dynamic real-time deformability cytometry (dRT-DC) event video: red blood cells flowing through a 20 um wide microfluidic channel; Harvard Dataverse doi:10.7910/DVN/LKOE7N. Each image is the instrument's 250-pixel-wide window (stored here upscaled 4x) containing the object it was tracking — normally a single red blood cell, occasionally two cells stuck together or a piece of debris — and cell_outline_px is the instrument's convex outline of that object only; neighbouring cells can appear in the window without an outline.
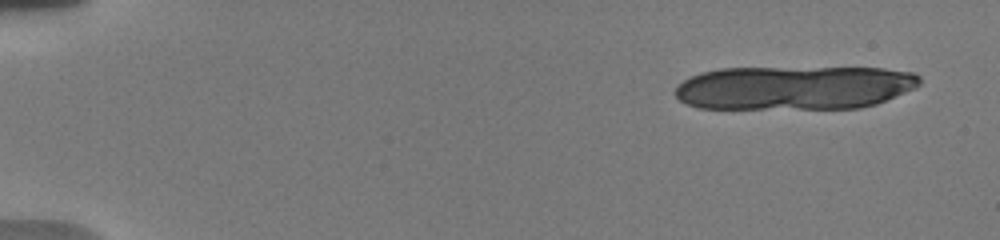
{"species": "human", "species_latin": "Homo sapiens", "temperature_condition": "warm", "stored_images_in_passage": 24, "camera_frame_rate_fps": 3000, "um_per_image_px": 0.085, "donor": {"sex": "male"}, "frame": {"image": 1, "passage_image": 3, "time_ms": 0.667, "image_size_px": [1000, 240], "cell_outline_px": [[920, 84], [916, 88], [876, 104], [860, 108], [700, 108], [688, 104], [680, 100], [676, 96], [676, 84], [700, 72], [720, 68], [884, 68], [912, 72], [920, 76]], "centroid_in_image_um": [67.53, 7.45], "position_along_channel_um": 17.5, "area_um2": 62.6}}
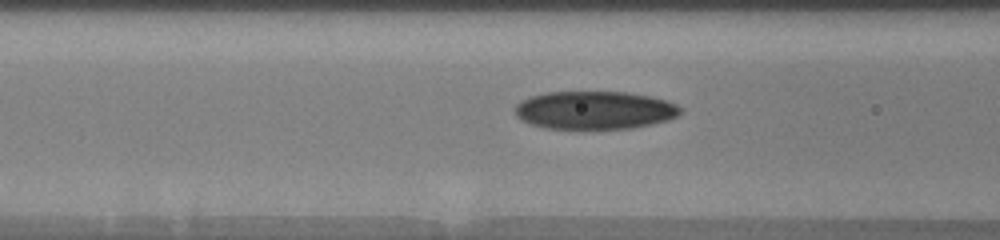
{"frame": {"image": 2, "passage_image": 23, "time_ms": 6.333, "image_size_px": [1000, 240], "cell_outline_px": [[684, 112], [668, 120], [652, 124], [632, 128], [544, 128], [520, 120], [516, 116], [516, 104], [520, 100], [532, 96], [548, 92], [628, 92], [668, 100], [676, 104]], "centroid_in_image_um": [50.56, 9.36], "position_along_channel_um": 116.0, "area_um2": 36.65}}